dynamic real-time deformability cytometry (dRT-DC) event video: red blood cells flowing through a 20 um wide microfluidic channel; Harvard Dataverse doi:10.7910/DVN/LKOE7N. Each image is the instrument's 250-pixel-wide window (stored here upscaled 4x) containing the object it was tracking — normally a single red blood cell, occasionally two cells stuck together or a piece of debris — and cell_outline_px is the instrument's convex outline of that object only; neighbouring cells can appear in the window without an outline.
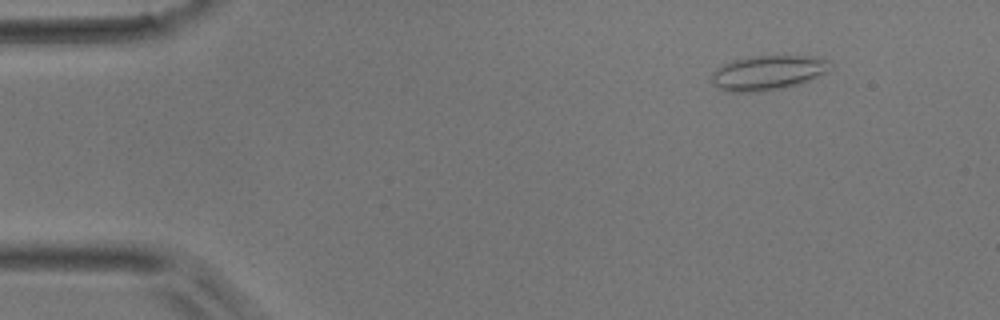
{"species": "common noctule bat (a hibernating species)", "species_latin": "Nyctalus noctula", "temperature_condition": "room temperature", "stored_images_in_passage": 45, "camera_frame_rate_fps": 3000, "um_per_image_px": 0.085, "animal": {"sex": "male", "body_mass_g": 17.9}, "frame": {"image": 1, "passage_image": 1, "time_ms": 0.0, "image_size_px": [1000, 320], "cell_outline_px": [[828, 60], [824, 72], [816, 76], [796, 84], [784, 88], [756, 92], [732, 92], [716, 88], [712, 80], [712, 72], [716, 68], [732, 60], [752, 56], [812, 56]], "centroid_in_image_um": [65.15, 6.18], "position_along_channel_um": 19.9, "area_um2": 23.41}}
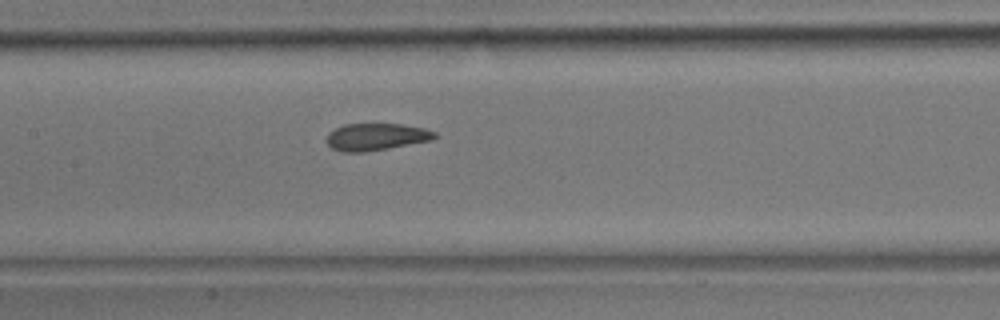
{"frame": {"image": 2, "passage_image": 19, "time_ms": 6.0, "image_size_px": [1000, 320], "cell_outline_px": [[436, 136], [432, 140], [388, 148], [364, 152], [340, 152], [332, 148], [324, 140], [328, 132], [344, 124], [400, 124], [424, 128], [436, 132]], "centroid_in_image_um": [31.92, 11.63], "position_along_channel_um": 175.5, "area_um2": 17.11}}
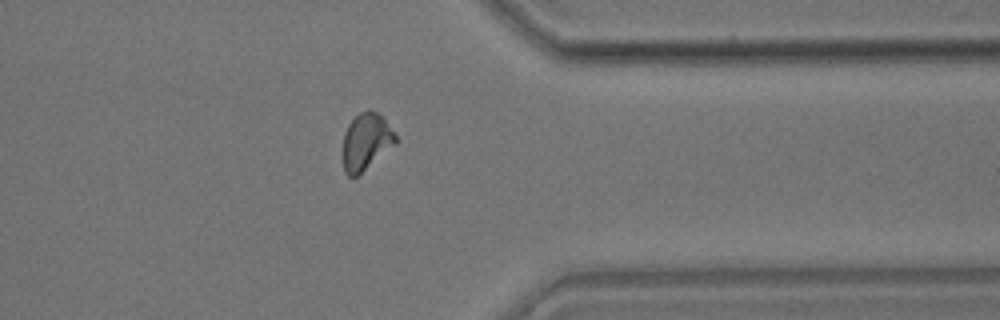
{"frame": {"image": 3, "passage_image": 35, "time_ms": 11.333, "image_size_px": [1000, 320], "cell_outline_px": [[396, 144], [352, 180], [344, 172], [344, 132], [348, 124], [360, 112], [368, 108], [376, 112], [384, 120], [396, 136]], "centroid_in_image_um": [31.1, 12.06], "position_along_channel_um": 380.3, "area_um2": 17.22}}